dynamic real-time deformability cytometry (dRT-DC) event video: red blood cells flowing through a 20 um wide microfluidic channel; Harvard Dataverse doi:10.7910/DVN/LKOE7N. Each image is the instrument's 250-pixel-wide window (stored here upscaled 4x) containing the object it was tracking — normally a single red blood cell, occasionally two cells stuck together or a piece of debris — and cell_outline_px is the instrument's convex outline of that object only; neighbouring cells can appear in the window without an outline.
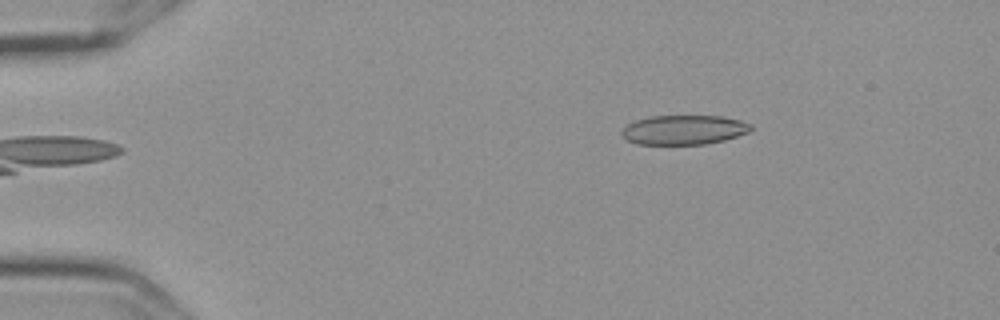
{"species": "Egyptian fruit bat (a non-hibernating species)", "species_latin": "Rousettus aegyptiacus", "temperature_condition": "cold", "stored_images_in_passage": 15, "camera_frame_rate_fps": 3000, "um_per_image_px": 0.085, "frame": {"image": 1, "passage_image": 2, "time_ms": 0.333, "image_size_px": [1000, 320], "cell_outline_px": [[752, 128], [748, 132], [724, 140], [704, 144], [636, 144], [624, 140], [620, 136], [620, 132], [628, 124], [636, 120], [648, 116], [724, 116], [740, 120], [752, 124]], "centroid_in_image_um": [58.09, 11.03], "position_along_channel_um": 26.9, "area_um2": 22.31}}
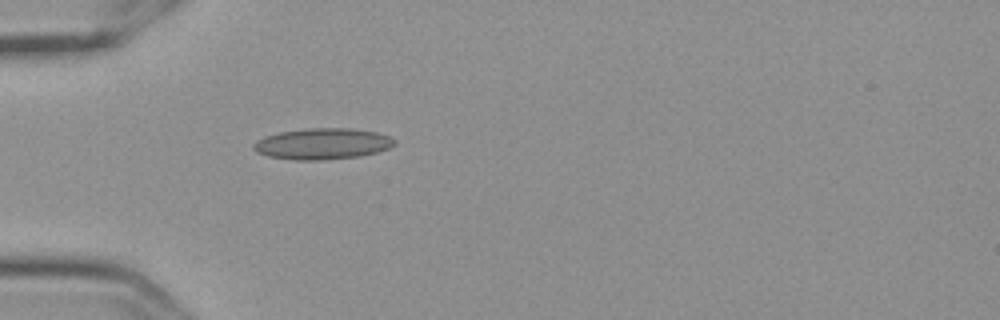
{"frame": {"image": 2, "passage_image": 10, "time_ms": 3.0, "image_size_px": [1000, 320], "cell_outline_px": [[396, 144], [388, 148], [376, 152], [360, 156], [324, 160], [296, 160], [268, 156], [256, 152], [252, 148], [252, 144], [256, 140], [264, 136], [280, 132], [308, 128], [352, 128], [376, 132], [388, 136], [396, 140]], "centroid_in_image_um": [27.39, 12.22], "position_along_channel_um": 57.6, "area_um2": 25.66}}
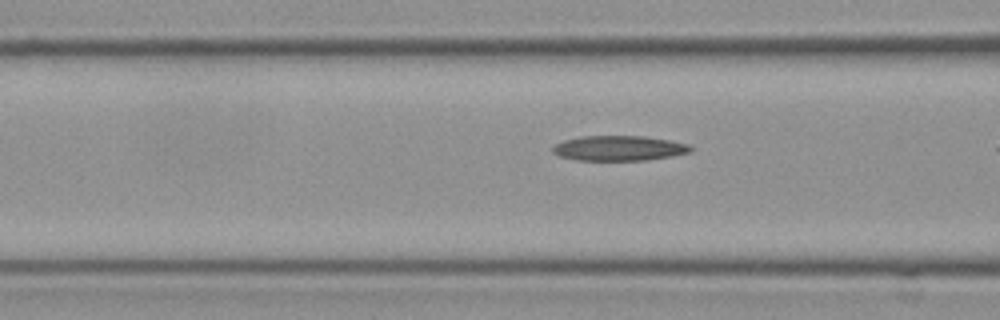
{"frame": {"image": 3, "passage_image": 13, "time_ms": 4.0, "image_size_px": [1000, 320], "cell_outline_px": [[692, 152], [672, 156], [648, 160], [576, 160], [560, 156], [552, 152], [552, 148], [556, 144], [564, 140], [580, 136], [644, 136], [668, 140], [688, 144], [692, 148]], "centroid_in_image_um": [52.62, 12.6], "position_along_channel_um": 114.0, "area_um2": 20.11}}